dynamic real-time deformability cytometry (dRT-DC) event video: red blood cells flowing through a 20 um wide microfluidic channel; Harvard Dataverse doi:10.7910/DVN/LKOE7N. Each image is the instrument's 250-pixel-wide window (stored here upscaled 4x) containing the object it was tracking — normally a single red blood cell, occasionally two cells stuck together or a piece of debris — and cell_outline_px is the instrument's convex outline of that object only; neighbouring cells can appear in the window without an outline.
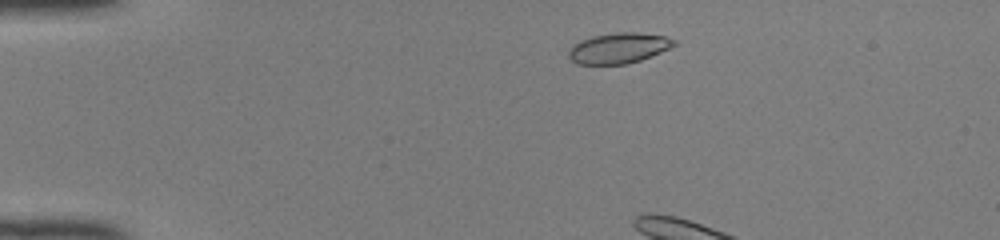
{"species": "common noctule bat (a hibernating species)", "species_latin": "Nyctalus noctula", "temperature_condition": "room temperature", "stored_images_in_passage": 4, "camera_frame_rate_fps": 3000, "um_per_image_px": 0.085, "animal": {"sex": "female", "body_mass_g": 22.0, "forearm_length_mm": 56.7}, "frame": {"image": 1, "passage_image": 1, "time_ms": 0.0, "image_size_px": [1000, 240], "cell_outline_px": [[676, 44], [660, 52], [640, 60], [628, 64], [576, 64], [568, 56], [568, 52], [572, 44], [580, 40], [592, 36], [620, 32], [636, 32], [664, 36], [676, 40]], "centroid_in_image_um": [52.54, 4.09], "position_along_channel_um": 32.5, "area_um2": 18.67}}